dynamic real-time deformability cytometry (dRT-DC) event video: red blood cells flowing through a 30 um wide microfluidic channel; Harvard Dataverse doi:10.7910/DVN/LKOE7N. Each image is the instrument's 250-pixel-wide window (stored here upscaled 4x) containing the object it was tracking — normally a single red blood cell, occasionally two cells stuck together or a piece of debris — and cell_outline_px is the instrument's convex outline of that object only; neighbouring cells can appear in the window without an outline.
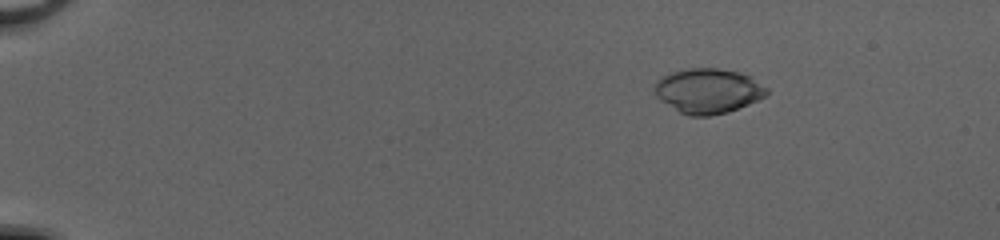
{"species": "common noctule bat (a hibernating species)", "species_latin": "Nyctalus noctula", "temperature_condition": "cold", "stored_images_in_passage": 22, "camera_frame_rate_fps": 3000, "um_per_image_px": 0.085, "animal": {"sex": "female", "body_mass_g": 20.0, "forearm_length_mm": 54.0}, "frame": {"image": 1, "passage_image": 9, "time_ms": 2.667, "image_size_px": [1000, 240], "cell_outline_px": [[768, 92], [764, 96], [748, 104], [728, 112], [708, 116], [688, 116], [680, 112], [660, 100], [656, 96], [652, 88], [656, 80], [660, 76], [668, 72], [688, 68], [716, 68], [740, 72], [748, 76], [768, 88]], "centroid_in_image_um": [60.11, 7.71], "position_along_channel_um": 24.9, "area_um2": 29.42}}
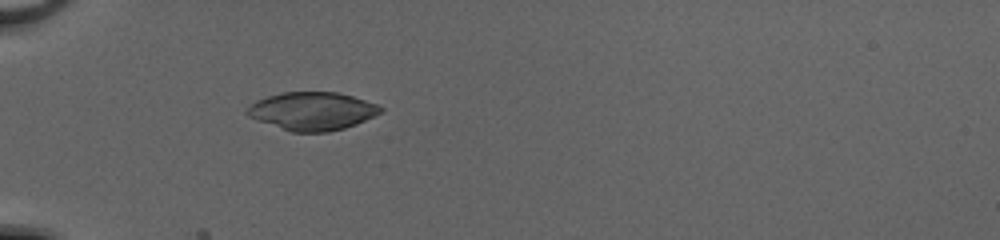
{"frame": {"image": 2, "passage_image": 19, "time_ms": 6.0, "image_size_px": [1000, 240], "cell_outline_px": [[384, 112], [356, 124], [344, 128], [328, 132], [292, 132], [256, 120], [248, 116], [244, 112], [256, 100], [280, 92], [336, 92], [352, 96], [376, 104], [384, 108]], "centroid_in_image_um": [26.54, 9.45], "position_along_channel_um": 58.5, "area_um2": 29.65}}